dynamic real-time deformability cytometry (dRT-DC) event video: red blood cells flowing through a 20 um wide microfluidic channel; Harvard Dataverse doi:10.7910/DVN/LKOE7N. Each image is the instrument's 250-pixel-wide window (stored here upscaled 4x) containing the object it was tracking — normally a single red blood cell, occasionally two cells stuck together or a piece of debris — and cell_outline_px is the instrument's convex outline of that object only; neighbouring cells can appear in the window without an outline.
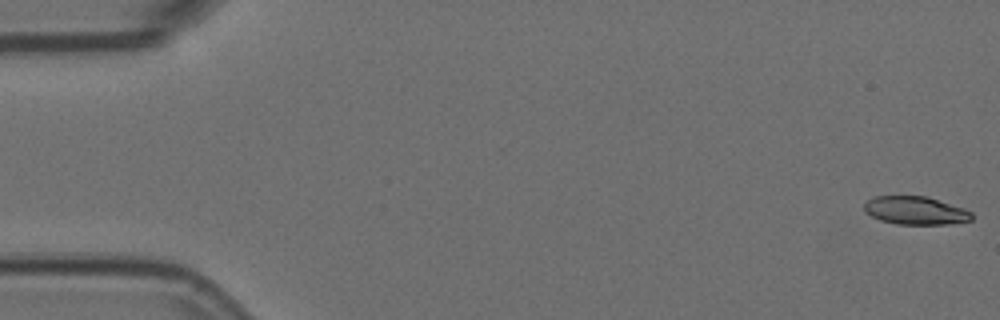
{"species": "Egyptian fruit bat (a non-hibernating species)", "species_latin": "Rousettus aegyptiacus", "temperature_condition": "room temperature", "stored_images_in_passage": 54, "camera_frame_rate_fps": 3000, "um_per_image_px": 0.085, "animal": {"sex": "female"}, "frame": {"image": 1, "passage_image": 1, "time_ms": 0.0, "image_size_px": [1000, 320], "cell_outline_px": [[972, 220], [948, 224], [896, 224], [880, 220], [864, 212], [864, 204], [868, 200], [876, 196], [928, 196], [964, 208], [972, 212]], "centroid_in_image_um": [77.82, 17.89], "position_along_channel_um": 7.2, "area_um2": 17.69}}
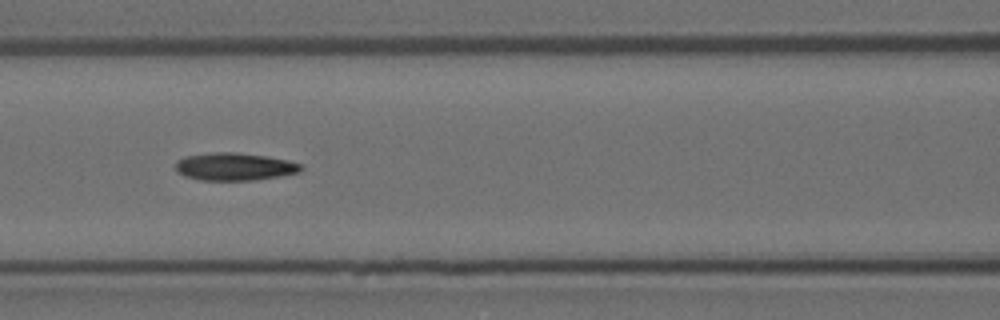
{"frame": {"image": 2, "passage_image": 24, "time_ms": 7.667, "image_size_px": [1000, 320], "cell_outline_px": [[304, 168], [300, 172], [280, 176], [256, 180], [200, 180], [184, 176], [176, 172], [176, 160], [188, 156], [216, 152], [236, 152], [268, 156], [288, 160], [300, 164]], "centroid_in_image_um": [19.95, 14.17], "position_along_channel_um": 146.6, "area_um2": 20.29}}
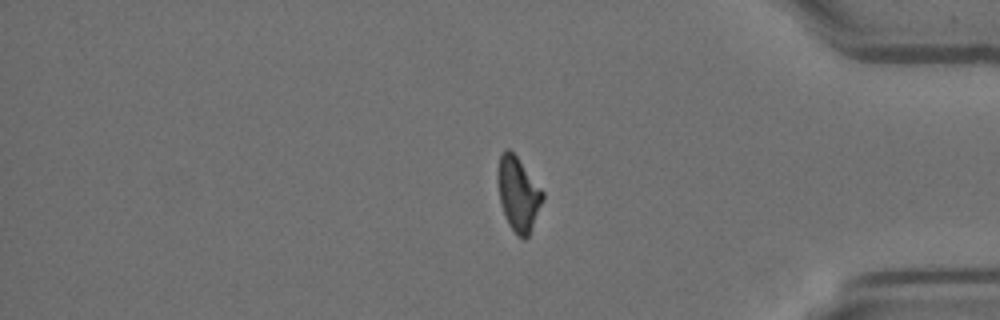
{"frame": {"image": 3, "passage_image": 46, "time_ms": 15.0, "image_size_px": [1000, 320], "cell_outline_px": [[544, 200], [528, 236], [524, 240], [508, 224], [500, 200], [496, 180], [496, 176], [500, 152], [504, 148], [508, 148], [516, 156], [544, 192]], "centroid_in_image_um": [44.03, 16.44], "position_along_channel_um": 391.2, "area_um2": 19.31}}